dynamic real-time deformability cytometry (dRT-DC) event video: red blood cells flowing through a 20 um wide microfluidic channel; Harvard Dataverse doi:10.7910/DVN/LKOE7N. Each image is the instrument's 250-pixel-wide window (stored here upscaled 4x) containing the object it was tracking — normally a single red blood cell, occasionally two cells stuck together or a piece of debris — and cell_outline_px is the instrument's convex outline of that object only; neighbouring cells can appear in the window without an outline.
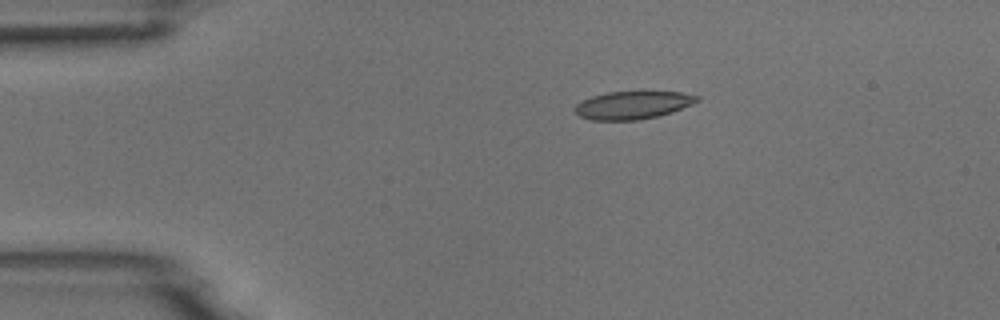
{"species": "common noctule bat (a hibernating species)", "species_latin": "Nyctalus noctula", "temperature_condition": "room temperature", "stored_images_in_passage": 2, "camera_frame_rate_fps": 3000, "um_per_image_px": 0.085, "animal": {"sex": "male", "body_mass_g": 18.8}, "frame": {"image": 1, "passage_image": 1, "time_ms": 0.0, "image_size_px": [1000, 320], "cell_outline_px": [[700, 100], [692, 104], [672, 112], [656, 116], [636, 120], [592, 120], [580, 116], [576, 112], [576, 104], [592, 96], [608, 92], [680, 92], [700, 96]], "centroid_in_image_um": [53.81, 8.93], "position_along_channel_um": 31.2, "area_um2": 19.54}}